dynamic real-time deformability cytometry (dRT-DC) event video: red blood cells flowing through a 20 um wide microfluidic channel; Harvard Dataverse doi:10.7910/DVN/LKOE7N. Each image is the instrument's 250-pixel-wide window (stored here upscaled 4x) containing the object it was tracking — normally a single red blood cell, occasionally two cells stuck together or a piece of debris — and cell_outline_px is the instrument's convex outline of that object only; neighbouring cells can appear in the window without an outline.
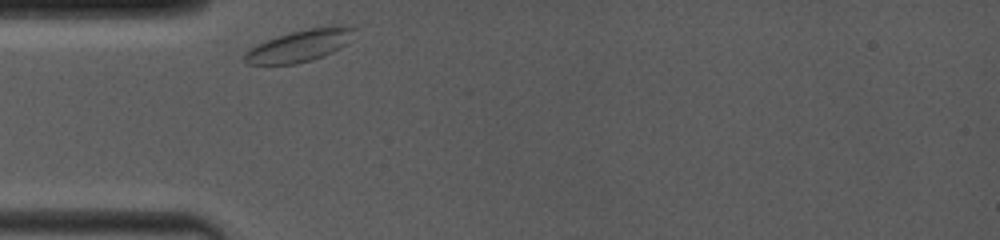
{"species": "common noctule bat (a hibernating species)", "species_latin": "Nyctalus noctula", "temperature_condition": "room temperature", "stored_images_in_passage": 13, "camera_frame_rate_fps": 4000, "um_per_image_px": 0.085, "animal": {"sex": "female", "body_mass_g": 19.0, "forearm_length_mm": 53.3}, "frame": {"image": 1, "passage_image": 1, "time_ms": 0.0, "image_size_px": [1000, 240], "cell_outline_px": [[356, 28], [344, 44], [340, 48], [332, 52], [312, 60], [296, 64], [248, 64], [244, 60], [244, 52], [248, 48], [256, 44], [292, 32], [308, 28]], "centroid_in_image_um": [25.34, 3.94], "position_along_channel_um": 59.7, "area_um2": 19.42}}
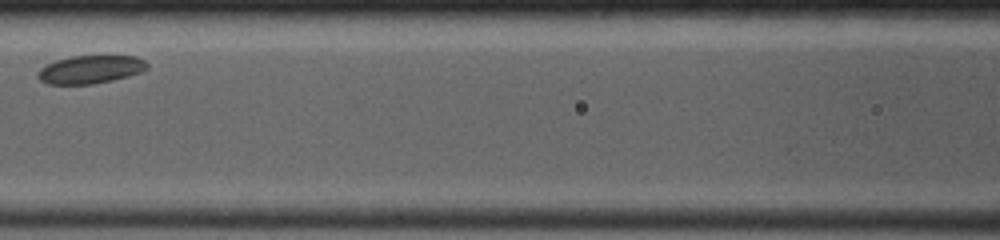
{"frame": {"image": 2, "passage_image": 7, "time_ms": 2.75, "image_size_px": [1000, 240], "cell_outline_px": [[148, 68], [140, 72], [128, 76], [112, 80], [92, 84], [48, 84], [40, 80], [36, 76], [40, 68], [56, 60], [72, 56], [136, 56], [144, 60], [148, 64]], "centroid_in_image_um": [7.68, 5.9], "position_along_channel_um": 158.9, "area_um2": 17.8}}
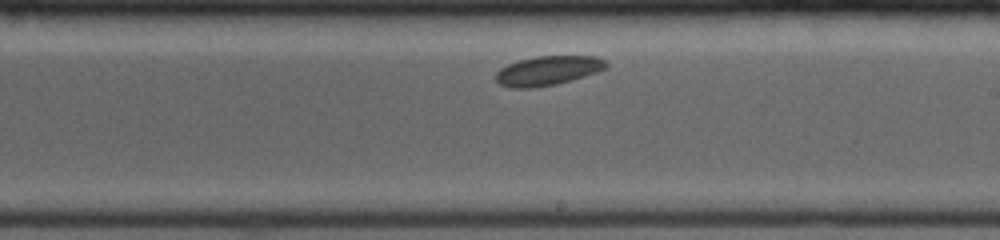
{"frame": {"image": 3, "passage_image": 12, "time_ms": 5.0, "image_size_px": [1000, 240], "cell_outline_px": [[608, 64], [604, 68], [596, 72], [584, 76], [552, 84], [532, 88], [512, 88], [500, 84], [496, 80], [496, 72], [500, 68], [516, 60], [536, 56], [596, 56], [608, 60]], "centroid_in_image_um": [46.55, 5.98], "position_along_channel_um": 242.5, "area_um2": 18.73}}